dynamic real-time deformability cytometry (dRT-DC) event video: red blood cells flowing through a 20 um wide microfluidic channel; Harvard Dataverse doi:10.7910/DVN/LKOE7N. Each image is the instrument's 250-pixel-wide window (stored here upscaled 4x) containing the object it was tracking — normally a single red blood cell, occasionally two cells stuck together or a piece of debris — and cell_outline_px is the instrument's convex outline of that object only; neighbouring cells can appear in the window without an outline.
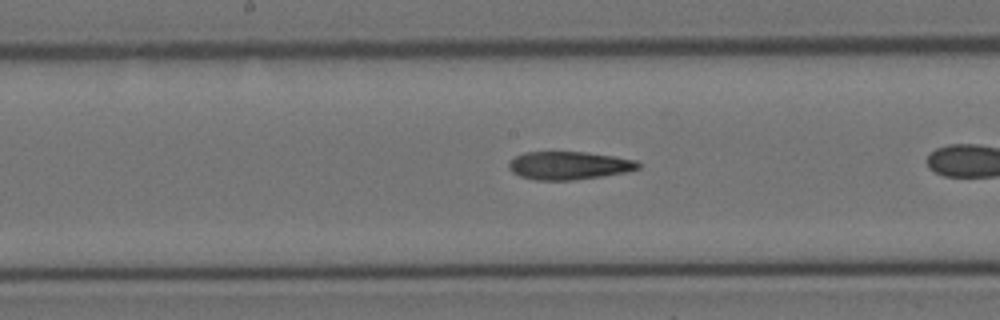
{"species": "Egyptian fruit bat (a non-hibernating species)", "species_latin": "Rousettus aegyptiacus", "temperature_condition": "cold", "stored_images_in_passage": 28, "camera_frame_rate_fps": 3000, "um_per_image_px": 0.085, "animal": {"sex": "female"}, "frame": {"image": 1, "passage_image": 13, "time_ms": 4.0, "image_size_px": [1000, 320], "cell_outline_px": [[640, 168], [628, 172], [572, 180], [536, 180], [520, 176], [512, 172], [508, 168], [508, 164], [516, 156], [524, 152], [584, 152], [616, 156], [636, 160], [640, 164]], "centroid_in_image_um": [48.38, 14.06], "position_along_channel_um": 199.8, "area_um2": 21.15}}
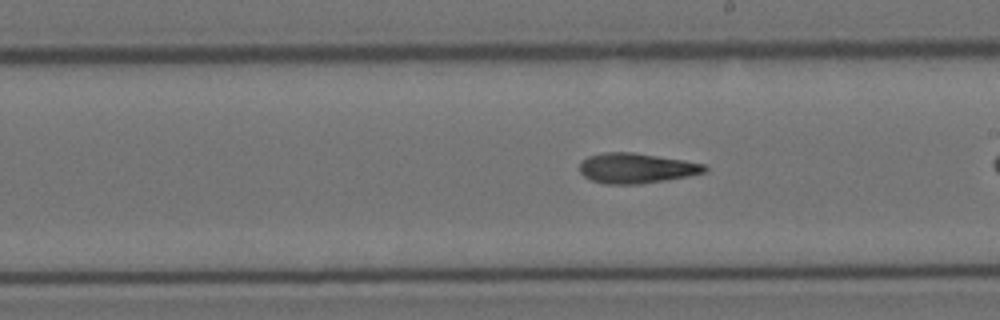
{"frame": {"image": 2, "passage_image": 16, "time_ms": 5.0, "image_size_px": [1000, 320], "cell_outline_px": [[708, 172], [688, 176], [640, 184], [604, 184], [592, 180], [584, 176], [580, 172], [580, 160], [588, 156], [604, 152], [632, 152], [684, 160], [704, 164], [708, 168]], "centroid_in_image_um": [54.08, 14.29], "position_along_channel_um": 234.9, "area_um2": 22.02}}
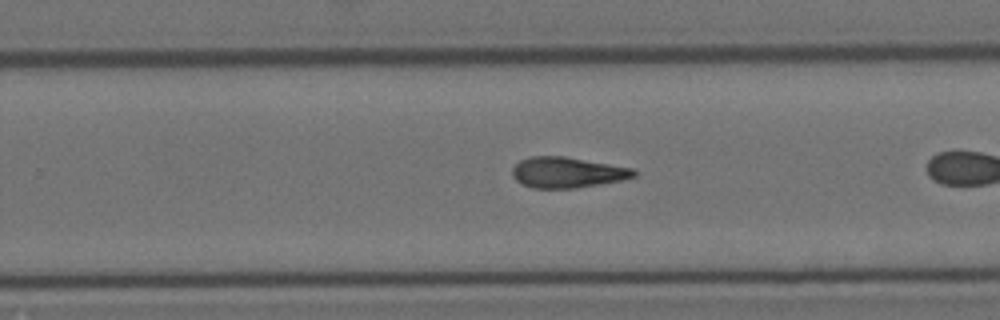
{"frame": {"image": 3, "passage_image": 20, "time_ms": 6.333, "image_size_px": [1000, 320], "cell_outline_px": [[636, 176], [620, 180], [600, 184], [576, 188], [532, 188], [520, 184], [512, 176], [512, 168], [520, 160], [532, 156], [564, 156], [632, 168], [636, 172]], "centroid_in_image_um": [48.17, 14.66], "position_along_channel_um": 281.6, "area_um2": 21.68}}